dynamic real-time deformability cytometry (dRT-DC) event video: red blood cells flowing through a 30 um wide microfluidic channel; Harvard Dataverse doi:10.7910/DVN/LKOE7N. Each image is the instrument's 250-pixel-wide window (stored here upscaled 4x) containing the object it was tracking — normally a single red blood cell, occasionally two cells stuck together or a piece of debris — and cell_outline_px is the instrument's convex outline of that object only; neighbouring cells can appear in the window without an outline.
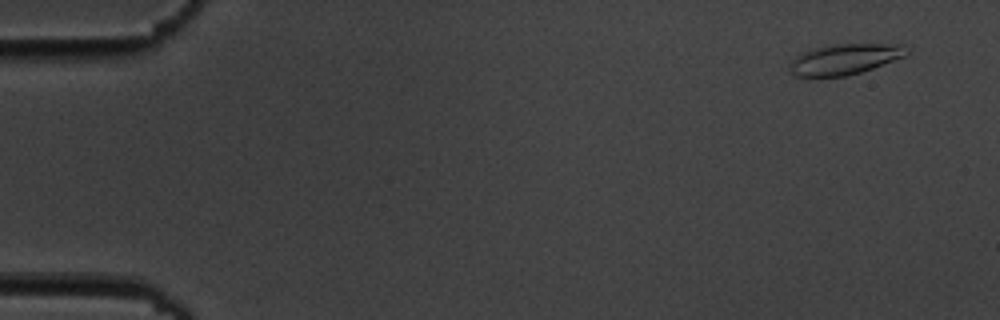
{"species": "common noctule bat (a hibernating species)", "species_latin": "Nyctalus noctula", "temperature_condition": "cold", "stored_images_in_passage": 6, "camera_frame_rate_fps": 3000, "um_per_image_px": 0.085, "animal": {"sex": "male", "body_mass_g": 19.5, "forearm_length_mm": 54.6}, "frame": {"image": 1, "passage_image": 1, "time_ms": 0.0, "image_size_px": [1000, 320], "cell_outline_px": [[908, 52], [904, 56], [872, 68], [848, 76], [796, 76], [792, 72], [788, 64], [796, 56], [816, 48], [832, 44], [896, 44], [908, 48]], "centroid_in_image_um": [71.79, 5.03], "position_along_channel_um": 13.2, "area_um2": 20.4}}